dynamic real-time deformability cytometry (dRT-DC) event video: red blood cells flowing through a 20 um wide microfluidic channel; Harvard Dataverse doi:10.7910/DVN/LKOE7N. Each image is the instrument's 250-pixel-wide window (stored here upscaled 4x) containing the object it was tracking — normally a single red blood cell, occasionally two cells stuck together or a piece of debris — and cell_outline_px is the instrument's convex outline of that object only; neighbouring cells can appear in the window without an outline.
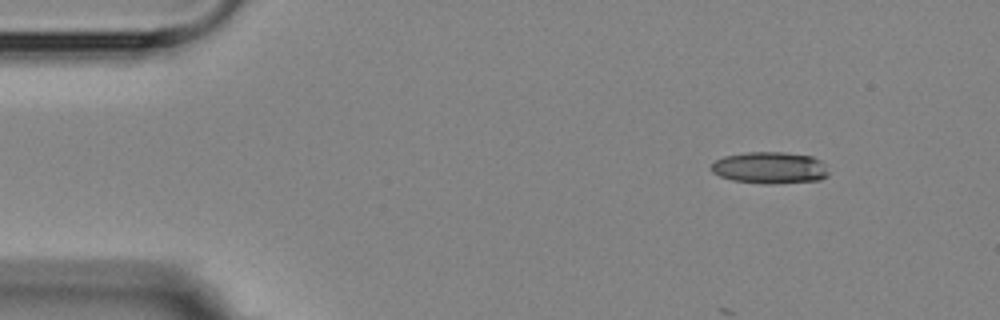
{"species": "Egyptian fruit bat (a non-hibernating species)", "species_latin": "Rousettus aegyptiacus", "temperature_condition": "room temperature", "stored_images_in_passage": 4, "camera_frame_rate_fps": 3000, "um_per_image_px": 0.085, "animal": {"sex": "female"}, "frame": {"image": 1, "passage_image": 1, "time_ms": 0.0, "image_size_px": [1000, 320], "cell_outline_px": [[828, 176], [820, 180], [776, 184], [768, 184], [732, 180], [720, 176], [712, 172], [708, 168], [716, 160], [724, 156], [748, 152], [784, 152], [812, 156], [820, 160], [824, 164], [828, 172]], "centroid_in_image_um": [65.44, 14.26], "position_along_channel_um": 19.6, "area_um2": 21.85}}